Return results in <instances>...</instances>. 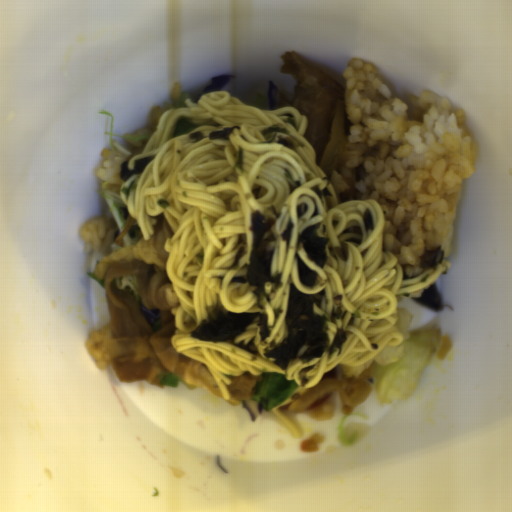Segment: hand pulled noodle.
<instances>
[{
  "instance_id": "obj_1",
  "label": "hand pulled noodle",
  "mask_w": 512,
  "mask_h": 512,
  "mask_svg": "<svg viewBox=\"0 0 512 512\" xmlns=\"http://www.w3.org/2000/svg\"><path fill=\"white\" fill-rule=\"evenodd\" d=\"M185 103L186 107L168 109L159 117L154 133L127 168L133 170L137 160L152 157L151 161L142 174L120 188L121 200L136 219L143 240H150L159 214L173 230L164 247L166 277L180 302L171 310L174 349L205 364L228 401L231 376L276 372L309 387L335 366H358L384 347L400 345L397 297L421 296L446 267L441 264L404 278L398 259L382 250L383 208L371 198L339 203L305 137L308 118L296 107L267 111L224 91L204 93L198 102L187 98ZM184 116L198 128L172 138L176 121ZM272 124L287 128L305 147L294 152L283 145L262 144L261 133ZM237 125L241 130H234L228 140L207 138L212 131ZM366 209L374 216L373 232H367L362 220ZM255 210L276 220L272 275L280 272L283 283L261 308H256L253 286L230 281L246 274L253 250L250 215ZM315 223L319 236L331 239L323 269L295 247L299 233ZM295 253L319 274L315 288L301 285ZM291 282L305 293L325 289L324 304L321 308L314 304L313 309L327 316L330 343L341 328L348 339L340 354L326 351L307 363L290 361L280 370L264 352L287 336ZM217 306L267 314L271 332L267 340L262 341L257 324H250L235 340L254 338L257 356L227 343L191 338L190 332Z\"/></svg>"
},
{
  "instance_id": "obj_2",
  "label": "hand pulled noodle",
  "mask_w": 512,
  "mask_h": 512,
  "mask_svg": "<svg viewBox=\"0 0 512 512\" xmlns=\"http://www.w3.org/2000/svg\"><path fill=\"white\" fill-rule=\"evenodd\" d=\"M292 403H293L292 399L288 398L287 400H285L278 406L272 407L271 410L273 413H275L278 417H280L283 420V422L285 423V425L287 426V428L289 429V431L291 432V434L293 435L294 438H297V439L303 438V434H302L301 430L280 409L282 406L291 405Z\"/></svg>"
}]
</instances>
